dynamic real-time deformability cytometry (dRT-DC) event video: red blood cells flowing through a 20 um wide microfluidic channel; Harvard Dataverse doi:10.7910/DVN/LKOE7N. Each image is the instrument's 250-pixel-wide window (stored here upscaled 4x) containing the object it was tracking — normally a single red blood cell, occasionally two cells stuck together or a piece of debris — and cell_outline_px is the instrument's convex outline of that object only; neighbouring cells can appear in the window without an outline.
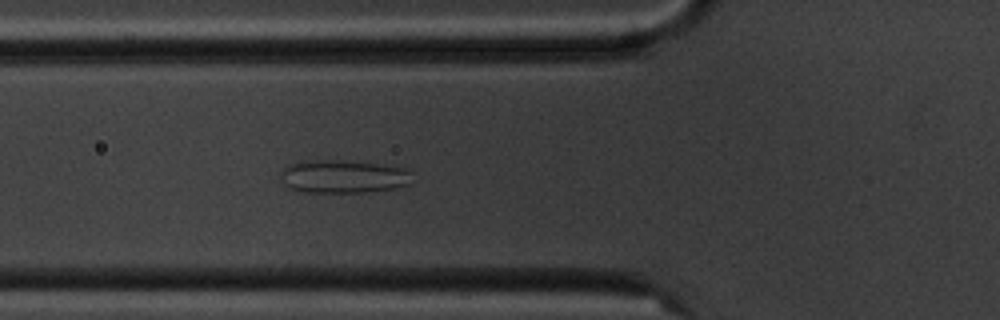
{"species": "common noctule bat (a hibernating species)", "species_latin": "Nyctalus noctula", "temperature_condition": "cold", "stored_images_in_passage": 4, "camera_frame_rate_fps": 3000, "um_per_image_px": 0.085, "animal": {"sex": "male", "body_mass_g": 20.1, "forearm_length_mm": 53.5}, "frame": {"image": 1, "passage_image": 4, "time_ms": 3.333, "image_size_px": [1000, 320], "cell_outline_px": [[416, 180], [408, 184], [396, 188], [364, 192], [304, 192], [288, 188], [284, 184], [284, 168], [288, 164], [304, 160], [344, 160], [384, 164], [404, 168], [412, 172]], "centroid_in_image_um": [29.27, 14.99], "position_along_channel_um": 96.5, "area_um2": 25.66}}